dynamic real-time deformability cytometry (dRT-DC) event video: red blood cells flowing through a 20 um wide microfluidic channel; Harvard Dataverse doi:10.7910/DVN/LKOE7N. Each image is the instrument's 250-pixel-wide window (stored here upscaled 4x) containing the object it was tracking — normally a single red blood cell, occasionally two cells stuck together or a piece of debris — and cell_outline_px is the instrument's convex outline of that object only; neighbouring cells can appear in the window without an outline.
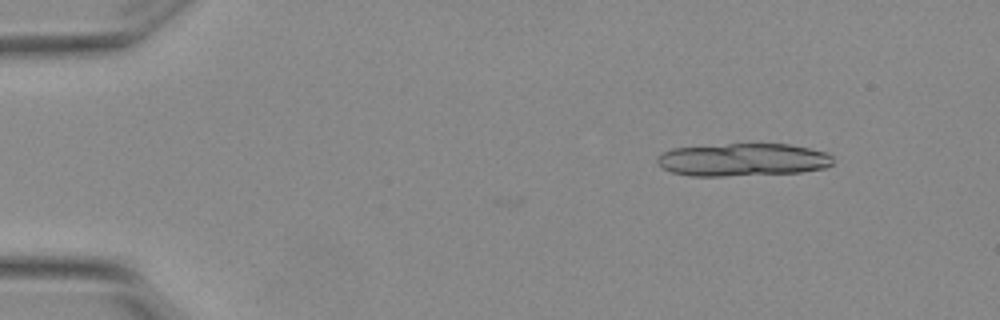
{"species": "Egyptian fruit bat (a non-hibernating species)", "species_latin": "Rousettus aegyptiacus", "temperature_condition": "warm", "stored_images_in_passage": 2, "camera_frame_rate_fps": 3000, "um_per_image_px": 0.085, "animal": {"sex": "female"}, "frame": {"image": 1, "passage_image": 2, "time_ms": 0.333, "image_size_px": [1000, 320], "cell_outline_px": [[832, 164], [824, 168], [800, 172], [724, 176], [692, 176], [672, 172], [656, 164], [656, 156], [660, 152], [672, 148], [728, 144], [788, 144], [828, 152], [832, 156]], "centroid_in_image_um": [63.09, 13.57], "position_along_channel_um": 21.9, "area_um2": 33.7}}